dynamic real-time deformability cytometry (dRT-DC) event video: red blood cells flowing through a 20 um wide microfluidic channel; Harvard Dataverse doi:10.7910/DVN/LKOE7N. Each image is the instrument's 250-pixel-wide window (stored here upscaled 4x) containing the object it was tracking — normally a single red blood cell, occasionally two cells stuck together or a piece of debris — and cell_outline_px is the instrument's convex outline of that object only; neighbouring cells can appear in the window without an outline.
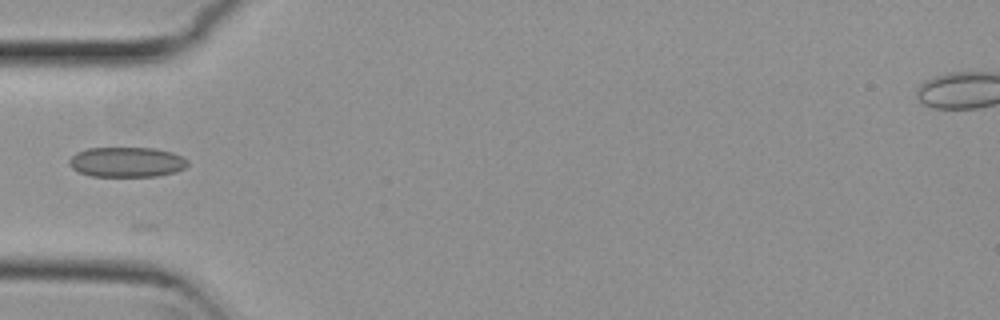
{"species": "common noctule bat (a hibernating species)", "species_latin": "Nyctalus noctula", "temperature_condition": "cold", "stored_images_in_passage": 4, "camera_frame_rate_fps": 3000, "um_per_image_px": 0.085, "animal": {"sex": "female", "body_mass_g": 29.2, "forearm_length_mm": 56.3}, "frame": {"image": 1, "passage_image": 4, "time_ms": 1.0, "image_size_px": [1000, 320], "cell_outline_px": [[188, 164], [184, 168], [176, 172], [156, 176], [92, 176], [80, 172], [72, 168], [68, 164], [68, 160], [76, 152], [88, 148], [152, 148], [172, 152], [188, 160]], "centroid_in_image_um": [10.76, 13.77], "position_along_channel_um": 74.2, "area_um2": 20.69}}